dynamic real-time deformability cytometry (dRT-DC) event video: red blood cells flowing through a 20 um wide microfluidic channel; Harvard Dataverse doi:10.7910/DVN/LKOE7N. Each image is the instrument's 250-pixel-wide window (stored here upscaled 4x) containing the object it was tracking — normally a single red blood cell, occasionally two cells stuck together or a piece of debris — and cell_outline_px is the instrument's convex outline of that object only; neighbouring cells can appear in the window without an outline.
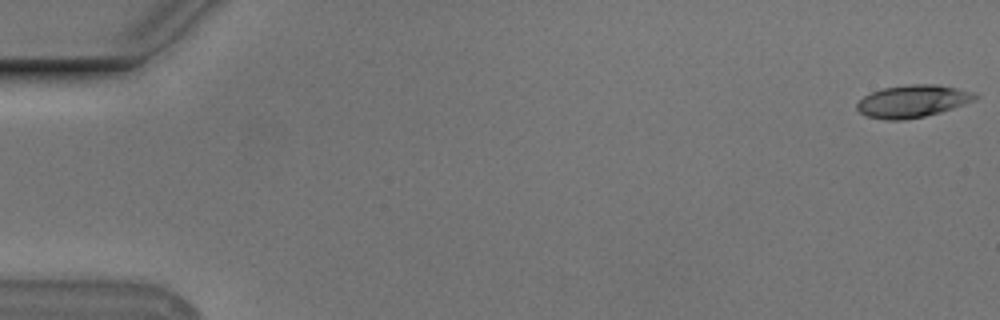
{"species": "Egyptian fruit bat (a non-hibernating species)", "species_latin": "Rousettus aegyptiacus", "temperature_condition": "cold", "stored_images_in_passage": 55, "camera_frame_rate_fps": 3000, "um_per_image_px": 0.085, "animal": {"sex": "male"}, "frame": {"image": 1, "passage_image": 1, "time_ms": 0.0, "image_size_px": [1000, 320], "cell_outline_px": [[980, 96], [976, 100], [940, 112], [924, 116], [904, 120], [884, 120], [868, 116], [860, 112], [856, 108], [856, 104], [864, 96], [872, 92], [884, 88], [908, 84], [936, 84], [976, 92]], "centroid_in_image_um": [77.6, 8.6], "position_along_channel_um": 7.4, "area_um2": 22.31}}
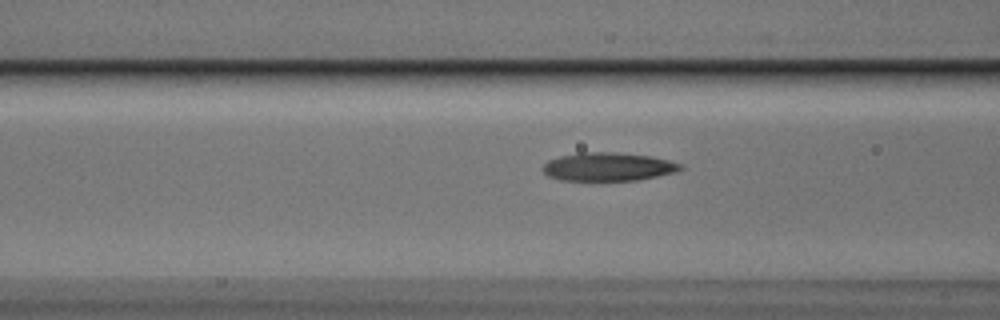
{"frame": {"image": 2, "passage_image": 22, "time_ms": 7.0, "image_size_px": [1000, 320], "cell_outline_px": [[684, 168], [676, 172], [636, 180], [560, 180], [548, 176], [540, 168], [548, 160], [560, 156], [580, 152], [612, 152], [652, 156], [684, 164]], "centroid_in_image_um": [51.69, 14.17], "position_along_channel_um": 114.9, "area_um2": 22.83}}
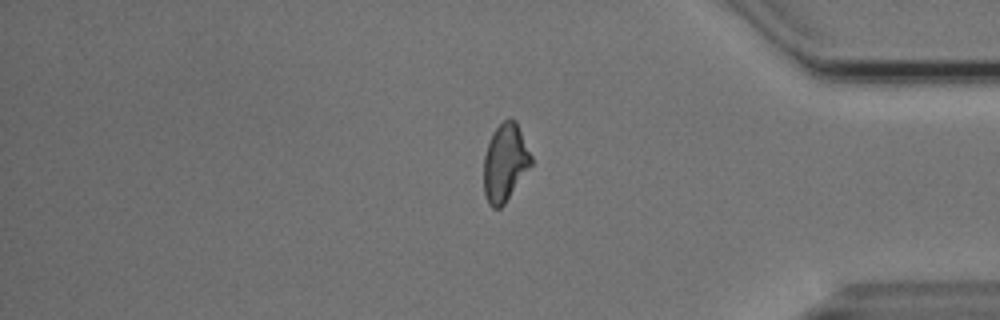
{"frame": {"image": 3, "passage_image": 46, "time_ms": 15.0, "image_size_px": [1000, 320], "cell_outline_px": [[532, 164], [504, 204], [500, 208], [492, 208], [488, 204], [484, 192], [484, 156], [492, 132], [508, 116], [516, 120], [532, 156]], "centroid_in_image_um": [42.93, 13.8], "position_along_channel_um": 392.3, "area_um2": 21.44}, "authors_computed_cell_mechanics": {"area_um2": 22.1952, "velocity_mm_per_s": 3.7482, "shape_relaxation_time_tau1_ms": 4.4926, "shape_relaxation_time_tau2_ms": 2.5375, "deformation_change_tau1": 0.175, "deformation_change_tau2": 0.1091}}